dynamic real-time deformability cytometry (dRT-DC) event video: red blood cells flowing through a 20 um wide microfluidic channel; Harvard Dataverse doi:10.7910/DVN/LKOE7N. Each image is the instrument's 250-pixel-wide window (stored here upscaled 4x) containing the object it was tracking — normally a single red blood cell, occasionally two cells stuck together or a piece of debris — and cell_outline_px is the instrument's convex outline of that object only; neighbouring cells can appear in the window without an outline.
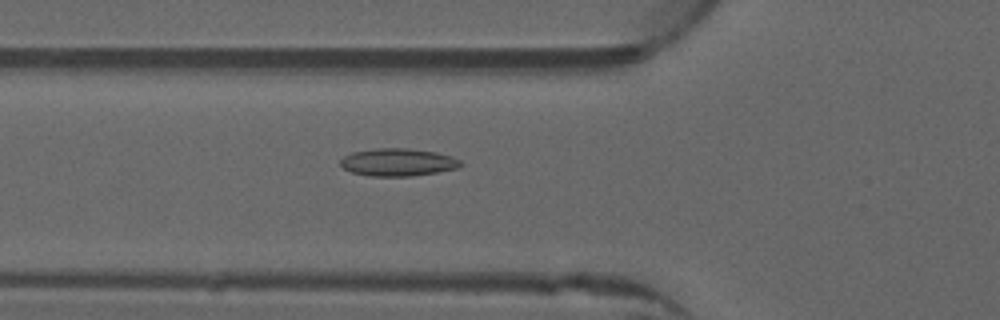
{"species": "common noctule bat (a hibernating species)", "species_latin": "Nyctalus noctula", "temperature_condition": "warm", "stored_images_in_passage": 30, "camera_frame_rate_fps": 3000, "um_per_image_px": 0.085, "animal": {"sex": "male", "forearm_length_mm": 52.5}, "frame": {"image": 1, "passage_image": 10, "time_ms": 3.0, "image_size_px": [1000, 320], "cell_outline_px": [[464, 164], [456, 168], [436, 172], [412, 176], [368, 176], [352, 172], [344, 168], [340, 164], [340, 160], [344, 156], [352, 152], [376, 148], [408, 148], [436, 152], [452, 156], [460, 160]], "centroid_in_image_um": [33.82, 13.78], "position_along_channel_um": 92.0, "area_um2": 19.36}}
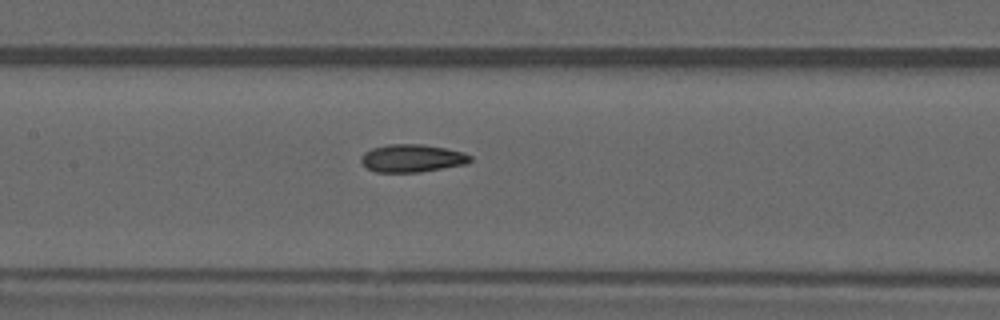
{"frame": {"image": 2, "passage_image": 16, "time_ms": 5.0, "image_size_px": [1000, 320], "cell_outline_px": [[472, 160], [464, 164], [420, 172], [376, 172], [368, 168], [360, 160], [360, 156], [364, 152], [372, 148], [388, 144], [424, 144], [448, 148], [464, 152], [472, 156]], "centroid_in_image_um": [35.03, 13.43], "position_along_channel_um": 172.4, "area_um2": 17.74}}
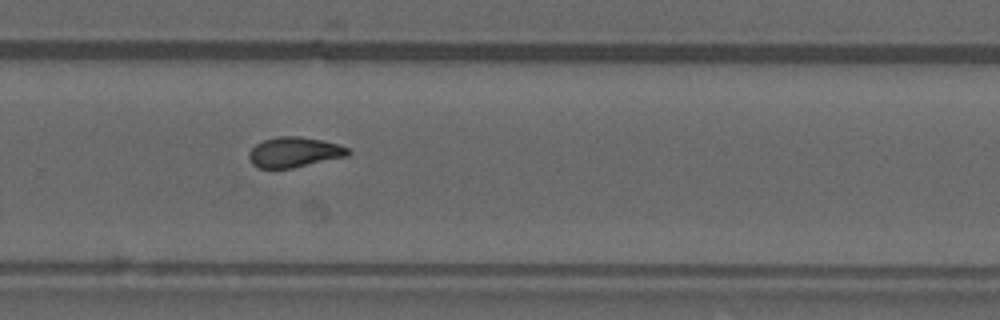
{"frame": {"image": 3, "passage_image": 26, "time_ms": 8.333, "image_size_px": [1000, 320], "cell_outline_px": [[352, 152], [348, 156], [292, 168], [260, 168], [252, 164], [248, 156], [248, 152], [256, 144], [264, 140], [276, 136], [300, 136], [324, 140], [340, 144], [348, 148]], "centroid_in_image_um": [25.04, 12.92], "position_along_channel_um": 304.8, "area_um2": 17.63}}